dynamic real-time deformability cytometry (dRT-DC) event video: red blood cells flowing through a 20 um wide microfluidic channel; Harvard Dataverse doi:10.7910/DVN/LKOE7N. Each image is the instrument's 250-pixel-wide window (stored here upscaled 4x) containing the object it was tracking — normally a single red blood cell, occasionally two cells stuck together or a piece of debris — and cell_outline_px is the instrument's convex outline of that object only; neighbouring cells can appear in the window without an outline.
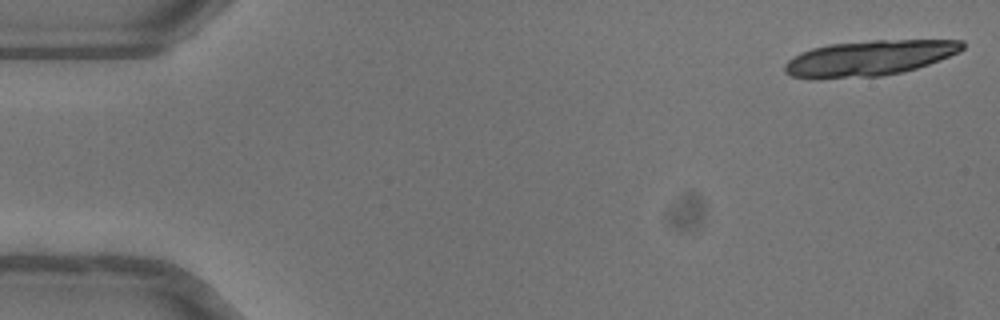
{"species": "common noctule bat (a hibernating species)", "species_latin": "Nyctalus noctula", "temperature_condition": "warm", "stored_images_in_passage": 10, "camera_frame_rate_fps": 3000, "um_per_image_px": 0.085, "animal": {"sex": "female"}, "frame": {"image": 1, "passage_image": 1, "time_ms": 0.0, "image_size_px": [1000, 320], "cell_outline_px": [[964, 48], [960, 52], [928, 64], [904, 72], [880, 76], [816, 80], [812, 80], [792, 76], [784, 72], [784, 64], [792, 56], [800, 52], [812, 48], [828, 44], [872, 40], [964, 40]], "centroid_in_image_um": [73.82, 4.95], "position_along_channel_um": 11.2, "area_um2": 37.22}}